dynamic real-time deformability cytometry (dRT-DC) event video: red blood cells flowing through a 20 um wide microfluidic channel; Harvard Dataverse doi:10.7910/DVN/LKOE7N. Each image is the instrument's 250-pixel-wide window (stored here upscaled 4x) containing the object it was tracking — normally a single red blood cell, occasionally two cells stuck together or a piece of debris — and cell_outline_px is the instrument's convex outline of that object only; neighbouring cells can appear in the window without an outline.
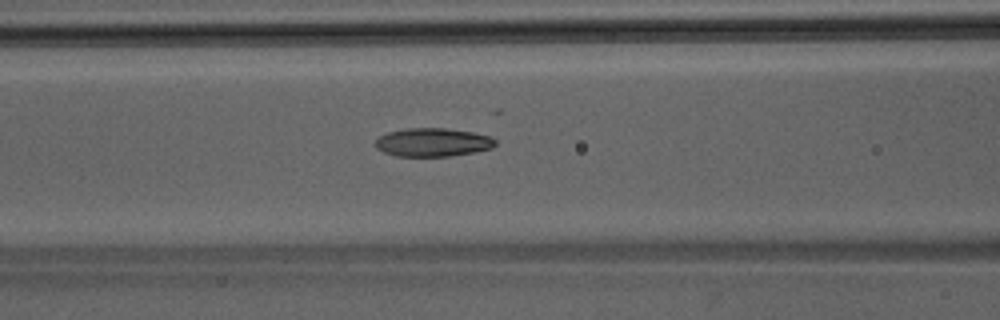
{"species": "Egyptian fruit bat (a non-hibernating species)", "species_latin": "Rousettus aegyptiacus", "temperature_condition": "room temperature", "stored_images_in_passage": 30, "camera_frame_rate_fps": 3000, "um_per_image_px": 0.085, "animal": {"sex": "male"}, "frame": {"image": 1, "passage_image": 9, "time_ms": 2.667, "image_size_px": [1000, 320], "cell_outline_px": [[496, 144], [492, 148], [476, 152], [448, 156], [396, 156], [384, 152], [376, 148], [376, 140], [380, 136], [388, 132], [404, 128], [444, 128], [472, 132], [488, 136], [496, 140]], "centroid_in_image_um": [36.78, 12.1], "position_along_channel_um": 129.8, "area_um2": 19.83}}
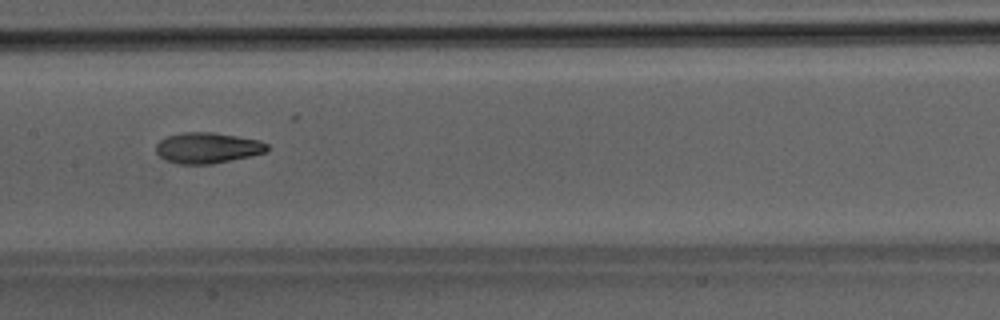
{"frame": {"image": 2, "passage_image": 13, "time_ms": 4.0, "image_size_px": [1000, 320], "cell_outline_px": [[268, 148], [264, 152], [248, 156], [212, 164], [180, 164], [168, 160], [160, 156], [156, 152], [156, 144], [160, 140], [168, 136], [184, 132], [212, 132], [260, 140], [268, 144]], "centroid_in_image_um": [17.62, 12.56], "position_along_channel_um": 189.8, "area_um2": 19.65}}